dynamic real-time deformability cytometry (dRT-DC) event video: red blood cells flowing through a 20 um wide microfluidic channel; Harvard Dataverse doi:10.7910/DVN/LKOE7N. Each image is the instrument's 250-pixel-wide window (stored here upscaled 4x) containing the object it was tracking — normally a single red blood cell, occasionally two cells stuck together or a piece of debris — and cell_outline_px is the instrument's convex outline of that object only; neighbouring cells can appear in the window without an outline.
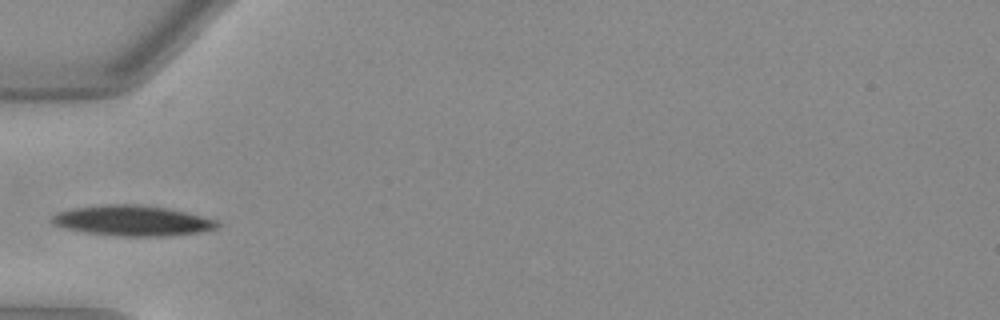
{"species": "Egyptian fruit bat (a non-hibernating species)", "species_latin": "Rousettus aegyptiacus", "temperature_condition": "warm", "stored_images_in_passage": 20, "camera_frame_rate_fps": 3000, "um_per_image_px": 0.085, "animal": {"sex": "female"}, "frame": {"image": 1, "passage_image": 1, "time_ms": 0.0, "image_size_px": [1000, 320], "cell_outline_px": [[220, 224], [216, 228], [196, 232], [172, 236], [116, 236], [88, 232], [64, 228], [52, 224], [52, 216], [60, 212], [76, 208], [108, 204], [140, 204], [164, 208], [184, 212], [216, 220]], "centroid_in_image_um": [11.25, 18.76], "position_along_channel_um": 73.8, "area_um2": 28.78}}
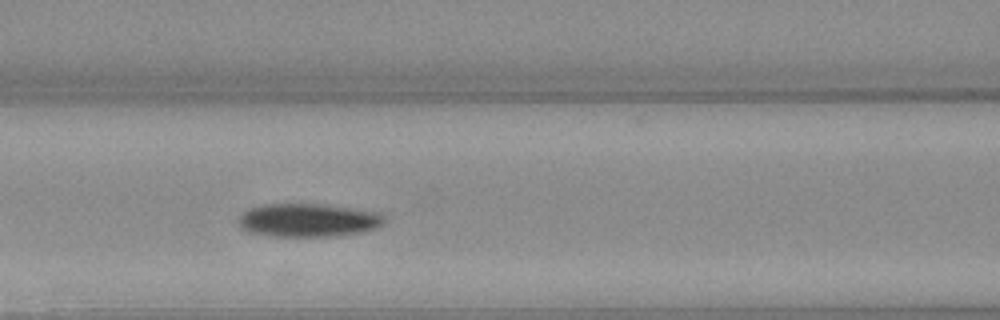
{"frame": {"image": 2, "passage_image": 6, "time_ms": 1.667, "image_size_px": [1000, 320], "cell_outline_px": [[384, 224], [376, 228], [360, 232], [336, 236], [268, 236], [248, 232], [240, 228], [236, 220], [248, 208], [264, 204], [320, 204], [384, 212]], "centroid_in_image_um": [26.18, 18.71], "position_along_channel_um": 140.4, "area_um2": 28.67}}